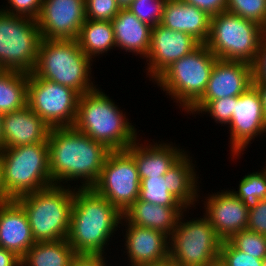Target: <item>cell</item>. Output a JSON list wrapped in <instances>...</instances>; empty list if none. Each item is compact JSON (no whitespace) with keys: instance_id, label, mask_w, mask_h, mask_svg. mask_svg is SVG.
<instances>
[{"instance_id":"obj_1","label":"cell","mask_w":266,"mask_h":266,"mask_svg":"<svg viewBox=\"0 0 266 266\" xmlns=\"http://www.w3.org/2000/svg\"><path fill=\"white\" fill-rule=\"evenodd\" d=\"M49 170L54 185L82 180L80 188H91L99 179L110 150L74 127L50 128L47 139Z\"/></svg>"},{"instance_id":"obj_2","label":"cell","mask_w":266,"mask_h":266,"mask_svg":"<svg viewBox=\"0 0 266 266\" xmlns=\"http://www.w3.org/2000/svg\"><path fill=\"white\" fill-rule=\"evenodd\" d=\"M77 190L74 189L66 239L76 254L103 255L104 246L121 223L123 214L92 188Z\"/></svg>"},{"instance_id":"obj_3","label":"cell","mask_w":266,"mask_h":266,"mask_svg":"<svg viewBox=\"0 0 266 266\" xmlns=\"http://www.w3.org/2000/svg\"><path fill=\"white\" fill-rule=\"evenodd\" d=\"M127 120L112 99L94 88L80 95L73 127L110 151L126 150L138 141L136 129Z\"/></svg>"},{"instance_id":"obj_4","label":"cell","mask_w":266,"mask_h":266,"mask_svg":"<svg viewBox=\"0 0 266 266\" xmlns=\"http://www.w3.org/2000/svg\"><path fill=\"white\" fill-rule=\"evenodd\" d=\"M15 201L27 215L35 242L67 238L74 190L52 185L18 197Z\"/></svg>"},{"instance_id":"obj_5","label":"cell","mask_w":266,"mask_h":266,"mask_svg":"<svg viewBox=\"0 0 266 266\" xmlns=\"http://www.w3.org/2000/svg\"><path fill=\"white\" fill-rule=\"evenodd\" d=\"M91 61L76 39H42L33 73L39 78L68 86L82 95L95 88L90 82Z\"/></svg>"},{"instance_id":"obj_6","label":"cell","mask_w":266,"mask_h":266,"mask_svg":"<svg viewBox=\"0 0 266 266\" xmlns=\"http://www.w3.org/2000/svg\"><path fill=\"white\" fill-rule=\"evenodd\" d=\"M8 196L23 195L54 185L49 170L48 143H34L0 150Z\"/></svg>"},{"instance_id":"obj_7","label":"cell","mask_w":266,"mask_h":266,"mask_svg":"<svg viewBox=\"0 0 266 266\" xmlns=\"http://www.w3.org/2000/svg\"><path fill=\"white\" fill-rule=\"evenodd\" d=\"M264 37V27L258 23L224 11L211 17L205 45L217 59L252 65Z\"/></svg>"},{"instance_id":"obj_8","label":"cell","mask_w":266,"mask_h":266,"mask_svg":"<svg viewBox=\"0 0 266 266\" xmlns=\"http://www.w3.org/2000/svg\"><path fill=\"white\" fill-rule=\"evenodd\" d=\"M216 60L208 47L200 44L166 68L155 82L186 111L203 95Z\"/></svg>"},{"instance_id":"obj_9","label":"cell","mask_w":266,"mask_h":266,"mask_svg":"<svg viewBox=\"0 0 266 266\" xmlns=\"http://www.w3.org/2000/svg\"><path fill=\"white\" fill-rule=\"evenodd\" d=\"M41 40L35 19L0 9V70L33 72Z\"/></svg>"},{"instance_id":"obj_10","label":"cell","mask_w":266,"mask_h":266,"mask_svg":"<svg viewBox=\"0 0 266 266\" xmlns=\"http://www.w3.org/2000/svg\"><path fill=\"white\" fill-rule=\"evenodd\" d=\"M182 216L169 237V260L173 266H210L218 261L222 239L208 218L183 223Z\"/></svg>"},{"instance_id":"obj_11","label":"cell","mask_w":266,"mask_h":266,"mask_svg":"<svg viewBox=\"0 0 266 266\" xmlns=\"http://www.w3.org/2000/svg\"><path fill=\"white\" fill-rule=\"evenodd\" d=\"M79 97L68 86L28 74L27 105L50 128L73 127Z\"/></svg>"},{"instance_id":"obj_12","label":"cell","mask_w":266,"mask_h":266,"mask_svg":"<svg viewBox=\"0 0 266 266\" xmlns=\"http://www.w3.org/2000/svg\"><path fill=\"white\" fill-rule=\"evenodd\" d=\"M141 179L134 158L126 150L110 151L99 179L91 187L122 214L139 199Z\"/></svg>"},{"instance_id":"obj_13","label":"cell","mask_w":266,"mask_h":266,"mask_svg":"<svg viewBox=\"0 0 266 266\" xmlns=\"http://www.w3.org/2000/svg\"><path fill=\"white\" fill-rule=\"evenodd\" d=\"M42 39H77L86 21L84 0H43L36 19Z\"/></svg>"},{"instance_id":"obj_14","label":"cell","mask_w":266,"mask_h":266,"mask_svg":"<svg viewBox=\"0 0 266 266\" xmlns=\"http://www.w3.org/2000/svg\"><path fill=\"white\" fill-rule=\"evenodd\" d=\"M252 81L251 64L217 59L203 95L187 111L198 113L211 100L240 96Z\"/></svg>"},{"instance_id":"obj_15","label":"cell","mask_w":266,"mask_h":266,"mask_svg":"<svg viewBox=\"0 0 266 266\" xmlns=\"http://www.w3.org/2000/svg\"><path fill=\"white\" fill-rule=\"evenodd\" d=\"M229 124L231 151L236 156L244 151L243 149L256 135L266 132L261 98L253 85L237 96L234 114Z\"/></svg>"},{"instance_id":"obj_16","label":"cell","mask_w":266,"mask_h":266,"mask_svg":"<svg viewBox=\"0 0 266 266\" xmlns=\"http://www.w3.org/2000/svg\"><path fill=\"white\" fill-rule=\"evenodd\" d=\"M200 43L191 35L173 31L157 24L151 29L148 58V74L155 80L166 68L175 61L195 50Z\"/></svg>"},{"instance_id":"obj_17","label":"cell","mask_w":266,"mask_h":266,"mask_svg":"<svg viewBox=\"0 0 266 266\" xmlns=\"http://www.w3.org/2000/svg\"><path fill=\"white\" fill-rule=\"evenodd\" d=\"M207 198L205 215L222 240L247 228L249 210L230 190Z\"/></svg>"},{"instance_id":"obj_18","label":"cell","mask_w":266,"mask_h":266,"mask_svg":"<svg viewBox=\"0 0 266 266\" xmlns=\"http://www.w3.org/2000/svg\"><path fill=\"white\" fill-rule=\"evenodd\" d=\"M126 252L131 266L160 264L169 260L170 237L166 233L128 223Z\"/></svg>"},{"instance_id":"obj_19","label":"cell","mask_w":266,"mask_h":266,"mask_svg":"<svg viewBox=\"0 0 266 266\" xmlns=\"http://www.w3.org/2000/svg\"><path fill=\"white\" fill-rule=\"evenodd\" d=\"M50 127L29 106L3 115V148L47 143Z\"/></svg>"},{"instance_id":"obj_20","label":"cell","mask_w":266,"mask_h":266,"mask_svg":"<svg viewBox=\"0 0 266 266\" xmlns=\"http://www.w3.org/2000/svg\"><path fill=\"white\" fill-rule=\"evenodd\" d=\"M35 243L24 209L15 200L0 204V247L22 259Z\"/></svg>"},{"instance_id":"obj_21","label":"cell","mask_w":266,"mask_h":266,"mask_svg":"<svg viewBox=\"0 0 266 266\" xmlns=\"http://www.w3.org/2000/svg\"><path fill=\"white\" fill-rule=\"evenodd\" d=\"M211 17L194 5L182 0H167L163 8L161 25L173 31L191 35L205 44L210 32Z\"/></svg>"},{"instance_id":"obj_22","label":"cell","mask_w":266,"mask_h":266,"mask_svg":"<svg viewBox=\"0 0 266 266\" xmlns=\"http://www.w3.org/2000/svg\"><path fill=\"white\" fill-rule=\"evenodd\" d=\"M135 141L126 151L134 158L140 179L164 176L186 153L170 144L142 146ZM184 152V153H183Z\"/></svg>"},{"instance_id":"obj_23","label":"cell","mask_w":266,"mask_h":266,"mask_svg":"<svg viewBox=\"0 0 266 266\" xmlns=\"http://www.w3.org/2000/svg\"><path fill=\"white\" fill-rule=\"evenodd\" d=\"M186 207H167L139 199L124 213L122 219L139 227L155 229L171 236Z\"/></svg>"},{"instance_id":"obj_24","label":"cell","mask_w":266,"mask_h":266,"mask_svg":"<svg viewBox=\"0 0 266 266\" xmlns=\"http://www.w3.org/2000/svg\"><path fill=\"white\" fill-rule=\"evenodd\" d=\"M114 40L117 47L146 57L150 48L152 27L140 21L127 9L120 12L111 21Z\"/></svg>"},{"instance_id":"obj_25","label":"cell","mask_w":266,"mask_h":266,"mask_svg":"<svg viewBox=\"0 0 266 266\" xmlns=\"http://www.w3.org/2000/svg\"><path fill=\"white\" fill-rule=\"evenodd\" d=\"M192 161L184 154L164 175L167 178L168 191L187 209L197 201V179ZM191 204V205H190Z\"/></svg>"},{"instance_id":"obj_26","label":"cell","mask_w":266,"mask_h":266,"mask_svg":"<svg viewBox=\"0 0 266 266\" xmlns=\"http://www.w3.org/2000/svg\"><path fill=\"white\" fill-rule=\"evenodd\" d=\"M75 255L67 239L36 242L21 259V266H69Z\"/></svg>"},{"instance_id":"obj_27","label":"cell","mask_w":266,"mask_h":266,"mask_svg":"<svg viewBox=\"0 0 266 266\" xmlns=\"http://www.w3.org/2000/svg\"><path fill=\"white\" fill-rule=\"evenodd\" d=\"M76 40L90 59L116 47L111 21L86 19Z\"/></svg>"},{"instance_id":"obj_28","label":"cell","mask_w":266,"mask_h":266,"mask_svg":"<svg viewBox=\"0 0 266 266\" xmlns=\"http://www.w3.org/2000/svg\"><path fill=\"white\" fill-rule=\"evenodd\" d=\"M28 74L0 70V113H10L27 106Z\"/></svg>"},{"instance_id":"obj_29","label":"cell","mask_w":266,"mask_h":266,"mask_svg":"<svg viewBox=\"0 0 266 266\" xmlns=\"http://www.w3.org/2000/svg\"><path fill=\"white\" fill-rule=\"evenodd\" d=\"M139 200L167 207H185L168 191L167 178L164 176L142 179Z\"/></svg>"},{"instance_id":"obj_30","label":"cell","mask_w":266,"mask_h":266,"mask_svg":"<svg viewBox=\"0 0 266 266\" xmlns=\"http://www.w3.org/2000/svg\"><path fill=\"white\" fill-rule=\"evenodd\" d=\"M245 175L240 181L238 191H231L237 196L248 210L258 205L259 201L266 199V169Z\"/></svg>"},{"instance_id":"obj_31","label":"cell","mask_w":266,"mask_h":266,"mask_svg":"<svg viewBox=\"0 0 266 266\" xmlns=\"http://www.w3.org/2000/svg\"><path fill=\"white\" fill-rule=\"evenodd\" d=\"M228 241L238 250L263 260L266 257V236L250 231L242 230L233 234Z\"/></svg>"},{"instance_id":"obj_32","label":"cell","mask_w":266,"mask_h":266,"mask_svg":"<svg viewBox=\"0 0 266 266\" xmlns=\"http://www.w3.org/2000/svg\"><path fill=\"white\" fill-rule=\"evenodd\" d=\"M226 11L266 27V0H227Z\"/></svg>"},{"instance_id":"obj_33","label":"cell","mask_w":266,"mask_h":266,"mask_svg":"<svg viewBox=\"0 0 266 266\" xmlns=\"http://www.w3.org/2000/svg\"><path fill=\"white\" fill-rule=\"evenodd\" d=\"M167 0H133L127 8L140 21L151 27L160 24L163 18V8Z\"/></svg>"},{"instance_id":"obj_34","label":"cell","mask_w":266,"mask_h":266,"mask_svg":"<svg viewBox=\"0 0 266 266\" xmlns=\"http://www.w3.org/2000/svg\"><path fill=\"white\" fill-rule=\"evenodd\" d=\"M219 261L225 266H262V260L236 249L228 240H222Z\"/></svg>"},{"instance_id":"obj_35","label":"cell","mask_w":266,"mask_h":266,"mask_svg":"<svg viewBox=\"0 0 266 266\" xmlns=\"http://www.w3.org/2000/svg\"><path fill=\"white\" fill-rule=\"evenodd\" d=\"M86 19L112 21L120 12L116 0H84Z\"/></svg>"},{"instance_id":"obj_36","label":"cell","mask_w":266,"mask_h":266,"mask_svg":"<svg viewBox=\"0 0 266 266\" xmlns=\"http://www.w3.org/2000/svg\"><path fill=\"white\" fill-rule=\"evenodd\" d=\"M234 103H237V97H225L211 100L202 110L210 113L215 122L229 124L234 114Z\"/></svg>"},{"instance_id":"obj_37","label":"cell","mask_w":266,"mask_h":266,"mask_svg":"<svg viewBox=\"0 0 266 266\" xmlns=\"http://www.w3.org/2000/svg\"><path fill=\"white\" fill-rule=\"evenodd\" d=\"M43 0H8L10 9H2L1 11L8 14L19 15L37 19L39 16ZM13 7V9H11Z\"/></svg>"},{"instance_id":"obj_38","label":"cell","mask_w":266,"mask_h":266,"mask_svg":"<svg viewBox=\"0 0 266 266\" xmlns=\"http://www.w3.org/2000/svg\"><path fill=\"white\" fill-rule=\"evenodd\" d=\"M246 229L266 236V199L260 200L256 207L249 210Z\"/></svg>"},{"instance_id":"obj_39","label":"cell","mask_w":266,"mask_h":266,"mask_svg":"<svg viewBox=\"0 0 266 266\" xmlns=\"http://www.w3.org/2000/svg\"><path fill=\"white\" fill-rule=\"evenodd\" d=\"M252 83H266V38L260 43L256 60L252 64Z\"/></svg>"},{"instance_id":"obj_40","label":"cell","mask_w":266,"mask_h":266,"mask_svg":"<svg viewBox=\"0 0 266 266\" xmlns=\"http://www.w3.org/2000/svg\"><path fill=\"white\" fill-rule=\"evenodd\" d=\"M206 12L210 17L226 11L227 0H182Z\"/></svg>"},{"instance_id":"obj_41","label":"cell","mask_w":266,"mask_h":266,"mask_svg":"<svg viewBox=\"0 0 266 266\" xmlns=\"http://www.w3.org/2000/svg\"><path fill=\"white\" fill-rule=\"evenodd\" d=\"M103 255L99 254H76L69 266H106Z\"/></svg>"},{"instance_id":"obj_42","label":"cell","mask_w":266,"mask_h":266,"mask_svg":"<svg viewBox=\"0 0 266 266\" xmlns=\"http://www.w3.org/2000/svg\"><path fill=\"white\" fill-rule=\"evenodd\" d=\"M0 266H21V258L15 253L0 247Z\"/></svg>"},{"instance_id":"obj_43","label":"cell","mask_w":266,"mask_h":266,"mask_svg":"<svg viewBox=\"0 0 266 266\" xmlns=\"http://www.w3.org/2000/svg\"><path fill=\"white\" fill-rule=\"evenodd\" d=\"M12 201V199L8 196L4 184V176H3V166L0 161V204L8 203Z\"/></svg>"},{"instance_id":"obj_44","label":"cell","mask_w":266,"mask_h":266,"mask_svg":"<svg viewBox=\"0 0 266 266\" xmlns=\"http://www.w3.org/2000/svg\"><path fill=\"white\" fill-rule=\"evenodd\" d=\"M252 85L256 88L260 95L264 118L266 120V83H252Z\"/></svg>"},{"instance_id":"obj_45","label":"cell","mask_w":266,"mask_h":266,"mask_svg":"<svg viewBox=\"0 0 266 266\" xmlns=\"http://www.w3.org/2000/svg\"><path fill=\"white\" fill-rule=\"evenodd\" d=\"M120 9H127L133 0H116Z\"/></svg>"},{"instance_id":"obj_46","label":"cell","mask_w":266,"mask_h":266,"mask_svg":"<svg viewBox=\"0 0 266 266\" xmlns=\"http://www.w3.org/2000/svg\"><path fill=\"white\" fill-rule=\"evenodd\" d=\"M3 115L0 113V150L3 149Z\"/></svg>"},{"instance_id":"obj_47","label":"cell","mask_w":266,"mask_h":266,"mask_svg":"<svg viewBox=\"0 0 266 266\" xmlns=\"http://www.w3.org/2000/svg\"><path fill=\"white\" fill-rule=\"evenodd\" d=\"M138 266H173L170 260H166L160 264L138 265Z\"/></svg>"},{"instance_id":"obj_48","label":"cell","mask_w":266,"mask_h":266,"mask_svg":"<svg viewBox=\"0 0 266 266\" xmlns=\"http://www.w3.org/2000/svg\"><path fill=\"white\" fill-rule=\"evenodd\" d=\"M210 266H225V265L218 260V261L214 262L213 264H211Z\"/></svg>"},{"instance_id":"obj_49","label":"cell","mask_w":266,"mask_h":266,"mask_svg":"<svg viewBox=\"0 0 266 266\" xmlns=\"http://www.w3.org/2000/svg\"><path fill=\"white\" fill-rule=\"evenodd\" d=\"M262 266H266V257L262 260Z\"/></svg>"},{"instance_id":"obj_50","label":"cell","mask_w":266,"mask_h":266,"mask_svg":"<svg viewBox=\"0 0 266 266\" xmlns=\"http://www.w3.org/2000/svg\"><path fill=\"white\" fill-rule=\"evenodd\" d=\"M264 34H265V38H266V27L264 28Z\"/></svg>"}]
</instances>
